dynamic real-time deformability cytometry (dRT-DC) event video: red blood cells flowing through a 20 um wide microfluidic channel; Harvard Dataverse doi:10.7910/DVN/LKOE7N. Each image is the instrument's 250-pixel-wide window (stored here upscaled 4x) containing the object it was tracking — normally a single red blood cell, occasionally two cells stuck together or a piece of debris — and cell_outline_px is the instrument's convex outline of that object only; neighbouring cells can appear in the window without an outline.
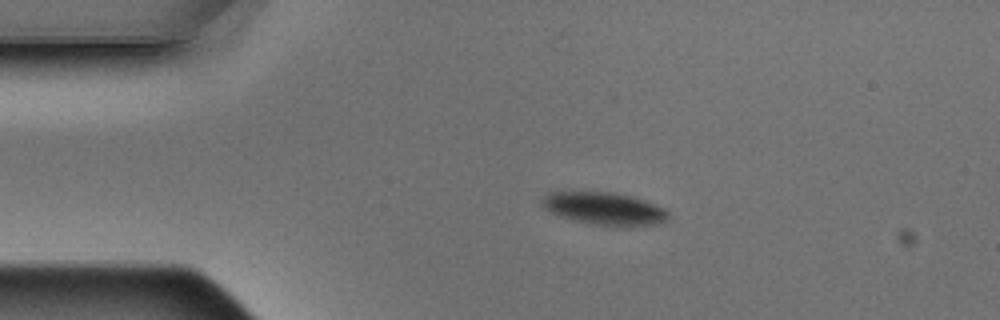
{"species": "Egyptian fruit bat (a non-hibernating species)", "species_latin": "Rousettus aegyptiacus", "temperature_condition": "warm", "stored_images_in_passage": 5, "camera_frame_rate_fps": 3000, "um_per_image_px": 0.085, "animal": {"sex": "male"}, "frame": {"image": 1, "passage_image": 3, "time_ms": 0.667, "image_size_px": [1000, 320], "cell_outline_px": [[668, 220], [656, 224], [596, 224], [576, 220], [560, 216], [544, 208], [540, 204], [540, 200], [548, 192], [560, 188], [612, 192], [632, 196], [644, 200], [664, 208], [668, 212]], "centroid_in_image_um": [51.23, 17.63], "position_along_channel_um": 33.8, "area_um2": 24.16}}
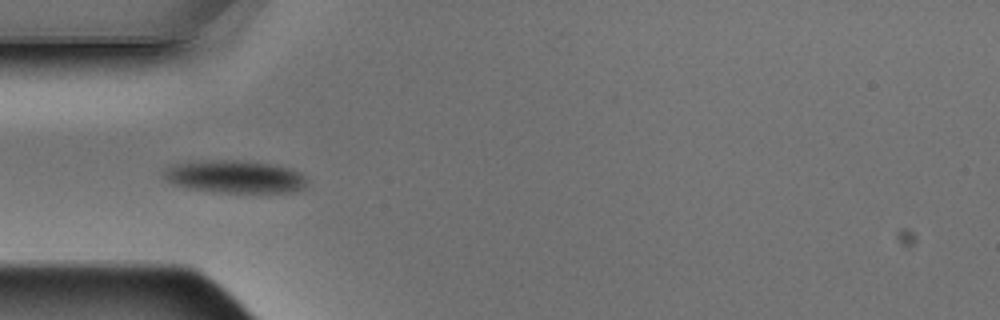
{"frame": {"image": 2, "passage_image": 4, "time_ms": 1.0, "image_size_px": [1000, 320], "cell_outline_px": [[308, 180], [304, 188], [296, 192], [212, 192], [188, 188], [172, 184], [164, 180], [160, 176], [160, 172], [164, 168], [172, 164], [200, 160], [244, 160], [292, 168], [304, 176]], "centroid_in_image_um": [19.88, 15.01], "position_along_channel_um": 65.1, "area_um2": 27.86}}
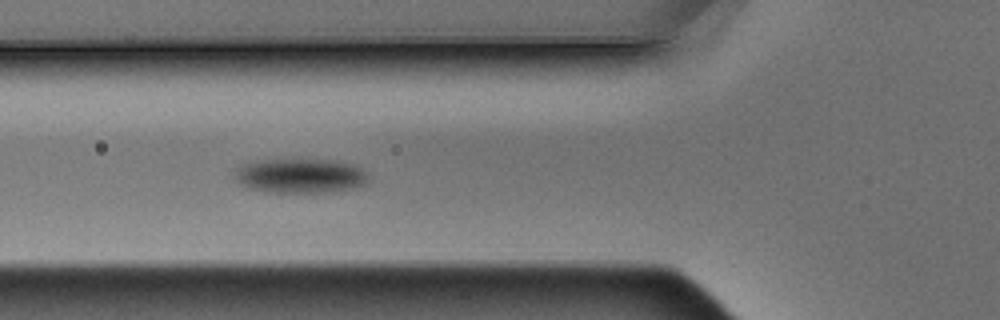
{"frame": {"image": 3, "passage_image": 5, "time_ms": 1.333, "image_size_px": [1000, 320], "cell_outline_px": [[368, 184], [356, 188], [328, 192], [272, 192], [244, 188], [232, 176], [236, 168], [240, 164], [260, 160], [292, 156], [308, 156], [340, 160], [352, 164], [368, 172]], "centroid_in_image_um": [25.52, 14.87], "position_along_channel_um": 100.3, "area_um2": 28.73}}